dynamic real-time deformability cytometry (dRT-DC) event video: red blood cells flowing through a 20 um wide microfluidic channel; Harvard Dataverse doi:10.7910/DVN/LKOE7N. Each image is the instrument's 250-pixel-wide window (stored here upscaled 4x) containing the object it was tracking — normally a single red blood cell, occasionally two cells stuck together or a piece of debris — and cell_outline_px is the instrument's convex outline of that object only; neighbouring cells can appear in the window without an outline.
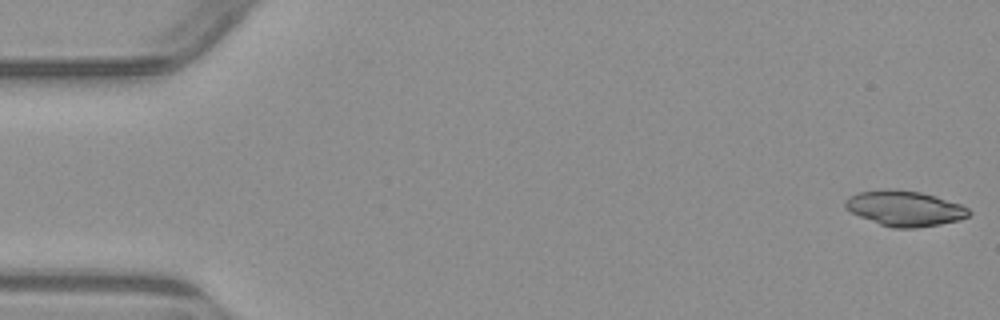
{"species": "common noctule bat (a hibernating species)", "species_latin": "Nyctalus noctula", "temperature_condition": "warm", "stored_images_in_passage": 5, "camera_frame_rate_fps": 3000, "um_per_image_px": 0.085, "animal": {"sex": "male", "body_mass_g": 23.1, "forearm_length_mm": 52.7}, "frame": {"image": 1, "passage_image": 1, "time_ms": 0.0, "image_size_px": [1000, 320], "cell_outline_px": [[972, 212], [968, 216], [960, 220], [940, 224], [916, 228], [892, 228], [880, 224], [860, 216], [844, 208], [844, 200], [848, 196], [860, 192], [888, 188], [892, 188], [920, 192], [936, 196], [960, 204], [968, 208]], "centroid_in_image_um": [76.89, 17.7], "position_along_channel_um": 8.1, "area_um2": 25.55}}
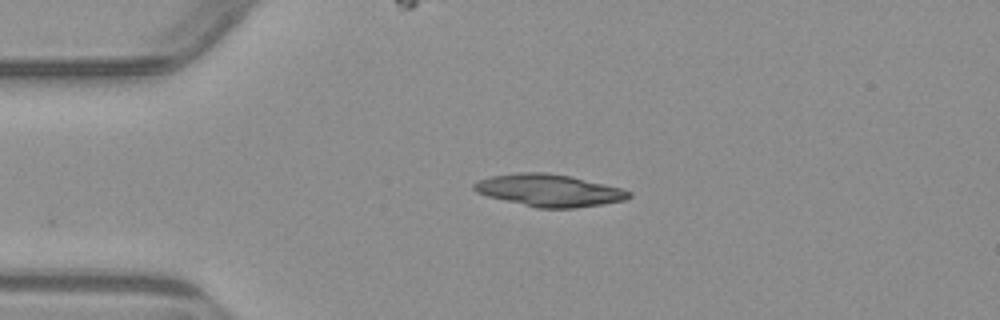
{"frame": {"image": 2, "passage_image": 4, "time_ms": 3.667, "image_size_px": [1000, 320], "cell_outline_px": [[632, 196], [624, 200], [576, 208], [536, 208], [488, 196], [476, 192], [472, 188], [472, 184], [488, 176], [520, 172], [548, 172], [572, 176], [620, 188], [632, 192]], "centroid_in_image_um": [46.65, 16.17], "position_along_channel_um": 38.4, "area_um2": 29.07}}